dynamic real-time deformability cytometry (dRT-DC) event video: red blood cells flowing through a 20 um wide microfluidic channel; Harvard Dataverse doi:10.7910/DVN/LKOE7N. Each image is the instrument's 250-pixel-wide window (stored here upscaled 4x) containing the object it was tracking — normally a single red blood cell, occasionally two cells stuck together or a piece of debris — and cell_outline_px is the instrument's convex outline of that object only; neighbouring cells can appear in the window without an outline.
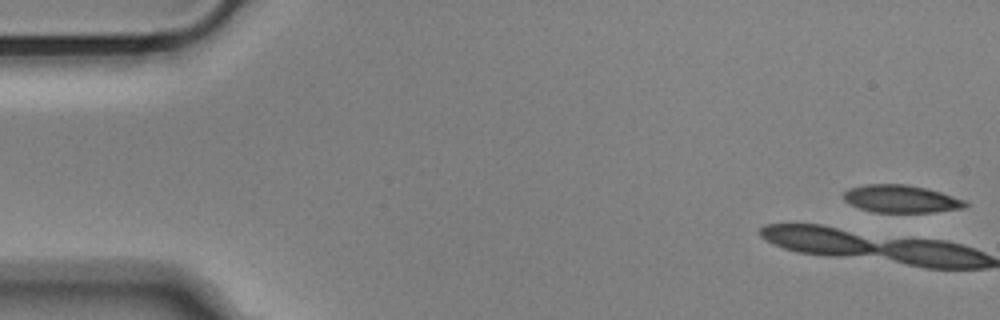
{"species": "Egyptian fruit bat (a non-hibernating species)", "species_latin": "Rousettus aegyptiacus", "temperature_condition": "cold", "stored_images_in_passage": 5, "camera_frame_rate_fps": 3000, "um_per_image_px": 0.085, "animal": {"sex": "male"}, "frame": {"image": 1, "passage_image": 1, "time_ms": 0.0, "image_size_px": [1000, 320], "cell_outline_px": [[968, 204], [964, 208], [932, 212], [872, 212], [860, 208], [844, 200], [844, 192], [848, 188], [868, 184], [904, 184], [928, 188], [968, 200]], "centroid_in_image_um": [76.64, 16.9], "position_along_channel_um": 8.4, "area_um2": 19.65}}